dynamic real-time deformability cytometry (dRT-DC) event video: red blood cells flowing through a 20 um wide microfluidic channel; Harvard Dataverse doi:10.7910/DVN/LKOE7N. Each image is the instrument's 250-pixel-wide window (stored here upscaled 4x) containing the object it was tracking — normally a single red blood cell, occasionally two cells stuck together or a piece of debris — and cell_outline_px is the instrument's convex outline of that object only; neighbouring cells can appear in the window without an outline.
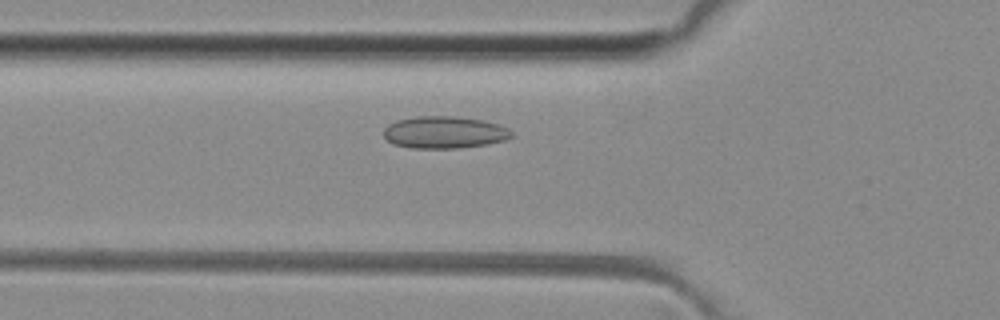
{"species": "common noctule bat (a hibernating species)", "species_latin": "Nyctalus noctula", "temperature_condition": "room temperature", "stored_images_in_passage": 45, "camera_frame_rate_fps": 3000, "um_per_image_px": 0.085, "animal": {"sex": "female", "body_mass_g": 29.2, "forearm_length_mm": 56.3}, "frame": {"image": 1, "passage_image": 15, "time_ms": 4.667, "image_size_px": [1000, 320], "cell_outline_px": [[512, 136], [504, 140], [488, 144], [460, 148], [412, 148], [392, 144], [384, 136], [384, 128], [388, 124], [396, 120], [416, 116], [456, 116], [480, 120], [500, 124], [508, 128], [512, 132]], "centroid_in_image_um": [37.76, 11.25], "position_along_channel_um": 88.0, "area_um2": 24.04}}
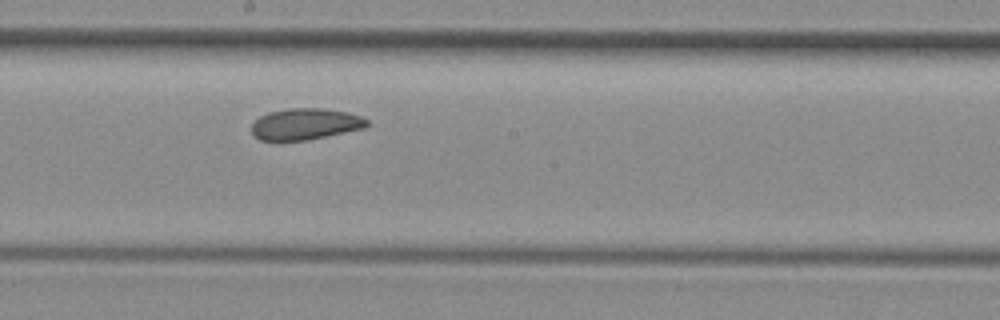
{"frame": {"image": 2, "passage_image": 25, "time_ms": 8.0, "image_size_px": [1000, 320], "cell_outline_px": [[368, 124], [364, 128], [308, 140], [260, 140], [252, 136], [252, 124], [260, 116], [268, 112], [288, 108], [324, 108], [348, 112], [360, 116], [368, 120]], "centroid_in_image_um": [25.94, 10.54], "position_along_channel_um": 222.3, "area_um2": 21.1}}
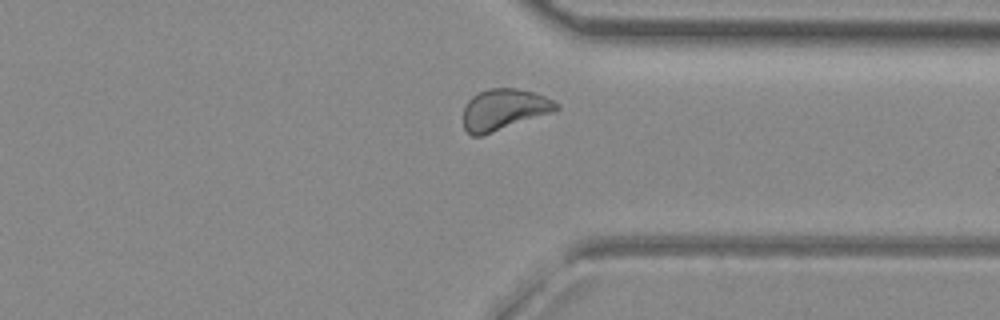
{"frame": {"image": 3, "passage_image": 36, "time_ms": 11.667, "image_size_px": [1000, 320], "cell_outline_px": [[560, 108], [556, 112], [480, 136], [472, 136], [464, 128], [464, 108], [468, 100], [472, 96], [488, 88], [516, 88], [532, 92], [544, 96], [560, 104]], "centroid_in_image_um": [42.87, 9.31], "position_along_channel_um": 368.5, "area_um2": 22.37}, "authors_computed_cell_mechanics": {"area_um2": 22.1374, "velocity_mm_per_s": 4.024, "shape_relaxation_time_tau1_ms": null, "shape_relaxation_time_tau2_ms": 2.3552, "deformation_change_tau1": null, "deformation_change_tau2": 0.0728}}